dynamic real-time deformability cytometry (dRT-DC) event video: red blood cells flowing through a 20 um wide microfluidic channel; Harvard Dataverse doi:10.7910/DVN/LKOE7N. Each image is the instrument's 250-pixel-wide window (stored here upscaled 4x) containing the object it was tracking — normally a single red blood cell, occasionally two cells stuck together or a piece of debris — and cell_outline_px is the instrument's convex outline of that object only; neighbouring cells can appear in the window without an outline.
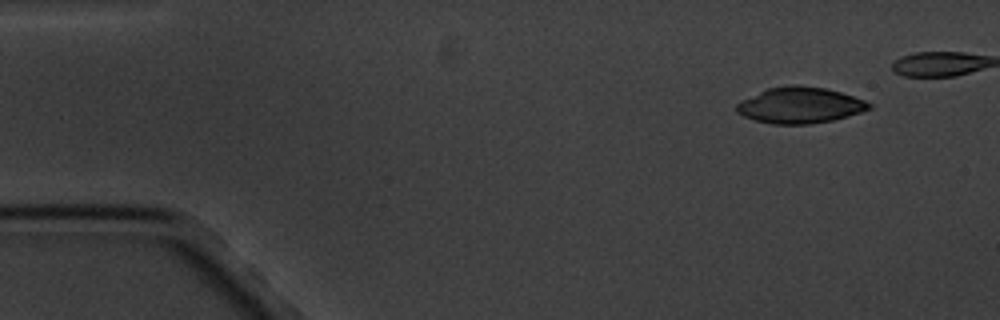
{"species": "common noctule bat (a hibernating species)", "species_latin": "Nyctalus noctula", "temperature_condition": "cold", "stored_images_in_passage": 5, "camera_frame_rate_fps": 3000, "um_per_image_px": 0.085, "animal": {"sex": "male", "body_mass_g": 20.1, "forearm_length_mm": 53.5}, "frame": {"image": 1, "passage_image": 1, "time_ms": 0.0, "image_size_px": [1000, 320], "cell_outline_px": [[872, 108], [848, 116], [832, 120], [808, 124], [772, 124], [756, 120], [744, 116], [736, 112], [736, 104], [740, 100], [768, 88], [788, 84], [796, 84], [824, 88], [840, 92], [864, 100], [872, 104]], "centroid_in_image_um": [67.97, 8.93], "position_along_channel_um": 17.0, "area_um2": 27.8}}